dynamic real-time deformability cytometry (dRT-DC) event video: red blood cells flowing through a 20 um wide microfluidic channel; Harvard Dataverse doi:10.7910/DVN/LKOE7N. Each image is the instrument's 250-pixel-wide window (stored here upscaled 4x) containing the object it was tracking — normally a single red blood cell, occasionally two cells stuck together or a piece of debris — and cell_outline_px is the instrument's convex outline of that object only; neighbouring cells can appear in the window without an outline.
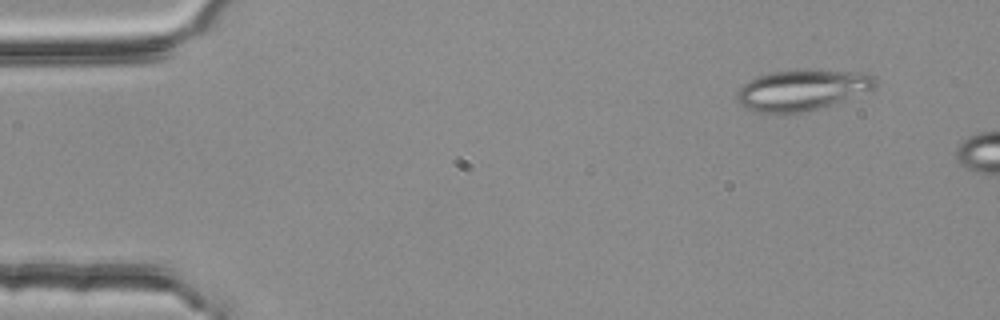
{"species": "common noctule bat (a hibernating species)", "species_latin": "Nyctalus noctula", "temperature_condition": "room temperature", "stored_images_in_passage": 2, "camera_frame_rate_fps": 3000, "um_per_image_px": 0.085, "animal": {"sex": "female", "body_mass_g": 25.1}, "frame": {"image": 1, "passage_image": 1, "time_ms": 0.0, "image_size_px": [1000, 320], "cell_outline_px": [[880, 80], [876, 88], [872, 92], [820, 108], [784, 116], [760, 112], [744, 108], [736, 100], [736, 92], [740, 84], [756, 76], [772, 72], [804, 68], [872, 72]], "centroid_in_image_um": [68.26, 7.64], "position_along_channel_um": 16.7, "area_um2": 34.91}}